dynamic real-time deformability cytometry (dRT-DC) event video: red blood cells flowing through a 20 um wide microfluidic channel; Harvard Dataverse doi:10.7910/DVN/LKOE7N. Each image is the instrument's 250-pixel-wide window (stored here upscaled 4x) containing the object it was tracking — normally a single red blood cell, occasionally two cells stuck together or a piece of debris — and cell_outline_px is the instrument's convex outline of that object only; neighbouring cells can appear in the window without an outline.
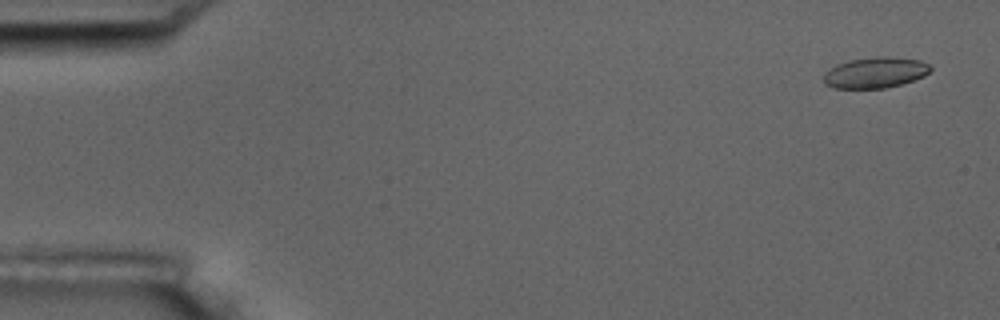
{"species": "common noctule bat (a hibernating species)", "species_latin": "Nyctalus noctula", "temperature_condition": "room temperature", "stored_images_in_passage": 5, "camera_frame_rate_fps": 3000, "um_per_image_px": 0.085, "animal": {"sex": "male", "body_mass_g": 17.5, "forearm_length_mm": 52.3}, "frame": {"image": 1, "passage_image": 1, "time_ms": 0.0, "image_size_px": [1000, 320], "cell_outline_px": [[932, 68], [924, 76], [900, 84], [884, 88], [836, 88], [824, 84], [824, 72], [836, 64], [848, 60], [880, 56], [888, 56], [920, 60], [928, 64]], "centroid_in_image_um": [74.37, 6.16], "position_along_channel_um": 10.6, "area_um2": 19.13}}
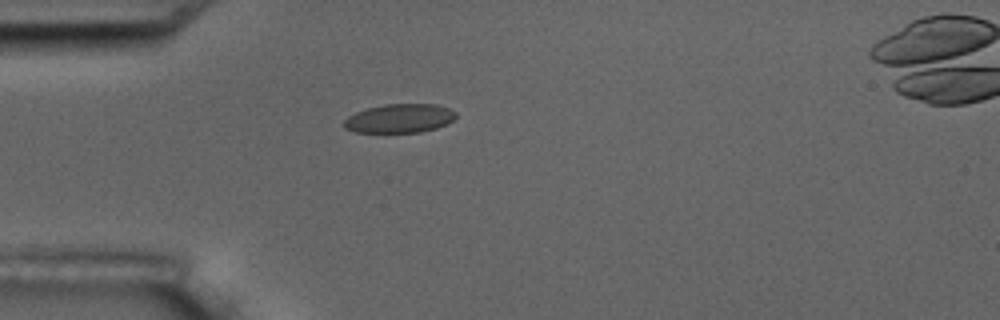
{"frame": {"image": 2, "passage_image": 4, "time_ms": 4.333, "image_size_px": [1000, 320], "cell_outline_px": [[456, 116], [448, 124], [436, 128], [420, 132], [356, 132], [344, 128], [344, 120], [348, 116], [356, 112], [368, 108], [384, 104], [436, 104], [448, 108], [456, 112]], "centroid_in_image_um": [33.97, 10.06], "position_along_channel_um": 51.0, "area_um2": 18.79}}